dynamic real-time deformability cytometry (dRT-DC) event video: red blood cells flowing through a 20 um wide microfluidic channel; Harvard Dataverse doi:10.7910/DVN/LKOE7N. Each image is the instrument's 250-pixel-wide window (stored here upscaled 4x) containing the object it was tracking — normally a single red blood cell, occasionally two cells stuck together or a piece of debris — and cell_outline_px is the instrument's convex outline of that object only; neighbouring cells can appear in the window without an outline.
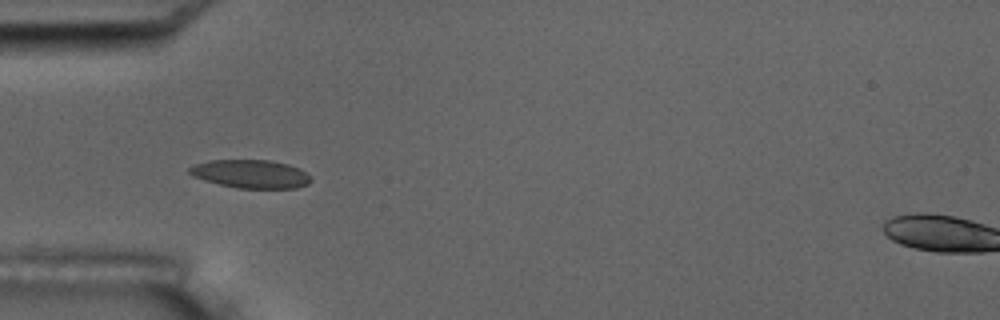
{"species": "common noctule bat (a hibernating species)", "species_latin": "Nyctalus noctula", "temperature_condition": "room temperature", "stored_images_in_passage": 9, "camera_frame_rate_fps": 3000, "um_per_image_px": 0.085, "animal": {"sex": "male", "body_mass_g": 17.5, "forearm_length_mm": 52.3}, "frame": {"image": 1, "passage_image": 4, "time_ms": 3.333, "image_size_px": [1000, 320], "cell_outline_px": [[312, 180], [308, 184], [296, 188], [236, 188], [204, 180], [192, 176], [188, 172], [188, 168], [196, 164], [208, 160], [268, 160], [288, 164], [300, 168], [312, 176]], "centroid_in_image_um": [21.34, 14.78], "position_along_channel_um": 63.7, "area_um2": 20.17}}
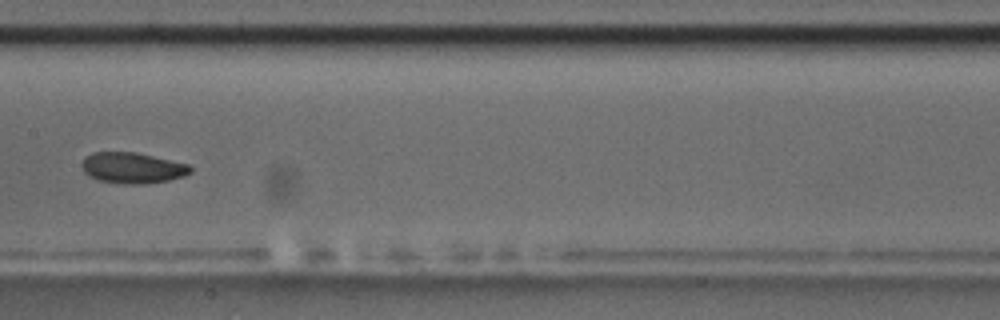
{"frame": {"image": 2, "passage_image": 7, "time_ms": 7.0, "image_size_px": [1000, 320], "cell_outline_px": [[192, 172], [184, 176], [168, 180], [144, 184], [124, 184], [100, 180], [88, 176], [84, 172], [80, 164], [84, 156], [92, 152], [136, 152], [188, 164], [192, 168]], "centroid_in_image_um": [11.23, 14.26], "position_along_channel_um": 196.2, "area_um2": 19.65}}
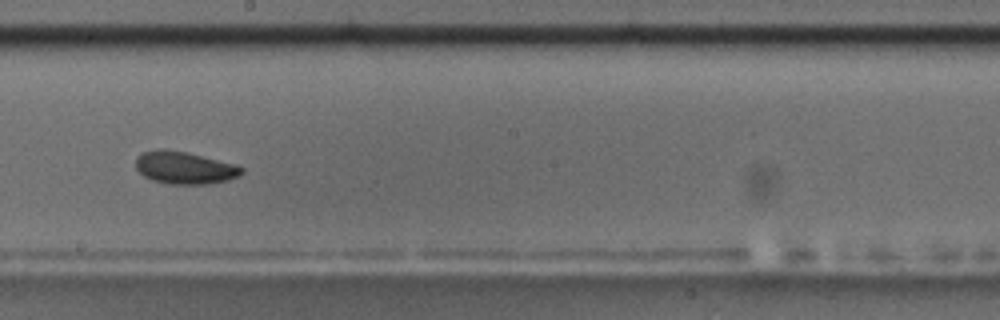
{"frame": {"image": 3, "passage_image": 8, "time_ms": 8.0, "image_size_px": [1000, 320], "cell_outline_px": [[244, 172], [240, 176], [228, 180], [204, 184], [168, 184], [152, 180], [144, 176], [136, 168], [136, 156], [144, 152], [156, 148], [164, 148], [188, 152], [232, 164], [244, 168]], "centroid_in_image_um": [15.66, 14.25], "position_along_channel_um": 232.5, "area_um2": 20.06}}